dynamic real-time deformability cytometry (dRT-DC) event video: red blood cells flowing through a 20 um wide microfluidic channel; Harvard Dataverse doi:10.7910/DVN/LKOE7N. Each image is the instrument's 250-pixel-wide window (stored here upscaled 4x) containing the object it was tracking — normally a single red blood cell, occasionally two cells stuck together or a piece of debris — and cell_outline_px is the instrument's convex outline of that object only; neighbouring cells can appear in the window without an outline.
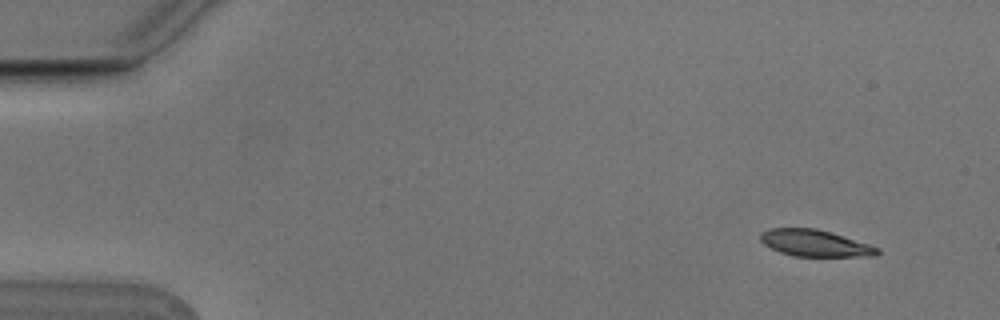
{"species": "Egyptian fruit bat (a non-hibernating species)", "species_latin": "Rousettus aegyptiacus", "temperature_condition": "cold", "stored_images_in_passage": 4, "camera_frame_rate_fps": 3000, "um_per_image_px": 0.085, "animal": {"sex": "male"}, "frame": {"image": 1, "passage_image": 1, "time_ms": 0.0, "image_size_px": [1000, 320], "cell_outline_px": [[880, 252], [876, 256], [792, 256], [780, 252], [764, 244], [760, 240], [760, 232], [768, 228], [816, 228], [832, 232], [880, 248]], "centroid_in_image_um": [69.26, 20.66], "position_along_channel_um": 15.7, "area_um2": 18.21}}
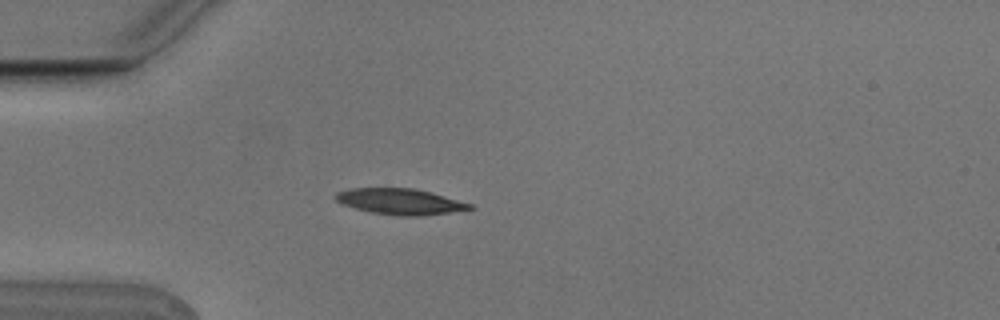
{"frame": {"image": 2, "passage_image": 4, "time_ms": 1.0, "image_size_px": [1000, 320], "cell_outline_px": [[472, 208], [448, 212], [420, 216], [400, 216], [372, 212], [356, 208], [344, 204], [336, 200], [332, 196], [336, 192], [348, 188], [412, 188], [428, 192], [472, 204]], "centroid_in_image_um": [33.92, 17.12], "position_along_channel_um": 51.1, "area_um2": 19.83}}